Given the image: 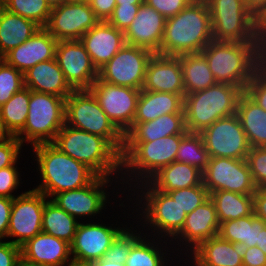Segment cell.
Wrapping results in <instances>:
<instances>
[{
	"mask_svg": "<svg viewBox=\"0 0 266 266\" xmlns=\"http://www.w3.org/2000/svg\"><path fill=\"white\" fill-rule=\"evenodd\" d=\"M110 179L97 176L85 187L55 194L52 201L75 219L86 215L95 216L105 208L109 195L106 194L104 187L109 186Z\"/></svg>",
	"mask_w": 266,
	"mask_h": 266,
	"instance_id": "cell-18",
	"label": "cell"
},
{
	"mask_svg": "<svg viewBox=\"0 0 266 266\" xmlns=\"http://www.w3.org/2000/svg\"><path fill=\"white\" fill-rule=\"evenodd\" d=\"M64 1H67V0H49V2L52 5L60 4V3H63Z\"/></svg>",
	"mask_w": 266,
	"mask_h": 266,
	"instance_id": "cell-62",
	"label": "cell"
},
{
	"mask_svg": "<svg viewBox=\"0 0 266 266\" xmlns=\"http://www.w3.org/2000/svg\"><path fill=\"white\" fill-rule=\"evenodd\" d=\"M138 187V191L139 189L141 193L144 191L142 195H138L141 196L138 205L145 199L143 207H140L144 211L139 215L144 214L142 218H145V222L147 221L146 226L150 224L148 227L154 229V232L156 230L158 236L161 233V238L165 234L173 240L183 228L187 213L168 193L155 189L148 181L139 184Z\"/></svg>",
	"mask_w": 266,
	"mask_h": 266,
	"instance_id": "cell-10",
	"label": "cell"
},
{
	"mask_svg": "<svg viewBox=\"0 0 266 266\" xmlns=\"http://www.w3.org/2000/svg\"><path fill=\"white\" fill-rule=\"evenodd\" d=\"M4 61L3 57L0 56V64Z\"/></svg>",
	"mask_w": 266,
	"mask_h": 266,
	"instance_id": "cell-66",
	"label": "cell"
},
{
	"mask_svg": "<svg viewBox=\"0 0 266 266\" xmlns=\"http://www.w3.org/2000/svg\"><path fill=\"white\" fill-rule=\"evenodd\" d=\"M22 146L16 136H11L7 141L0 143V169L17 162Z\"/></svg>",
	"mask_w": 266,
	"mask_h": 266,
	"instance_id": "cell-48",
	"label": "cell"
},
{
	"mask_svg": "<svg viewBox=\"0 0 266 266\" xmlns=\"http://www.w3.org/2000/svg\"><path fill=\"white\" fill-rule=\"evenodd\" d=\"M187 133L184 113H171L144 123H133L124 134V142H151L166 136Z\"/></svg>",
	"mask_w": 266,
	"mask_h": 266,
	"instance_id": "cell-28",
	"label": "cell"
},
{
	"mask_svg": "<svg viewBox=\"0 0 266 266\" xmlns=\"http://www.w3.org/2000/svg\"><path fill=\"white\" fill-rule=\"evenodd\" d=\"M123 230L96 222L79 223L70 245L72 260L89 263L101 259Z\"/></svg>",
	"mask_w": 266,
	"mask_h": 266,
	"instance_id": "cell-19",
	"label": "cell"
},
{
	"mask_svg": "<svg viewBox=\"0 0 266 266\" xmlns=\"http://www.w3.org/2000/svg\"><path fill=\"white\" fill-rule=\"evenodd\" d=\"M247 248L245 243H232L217 235L202 242L190 256L195 266H243Z\"/></svg>",
	"mask_w": 266,
	"mask_h": 266,
	"instance_id": "cell-26",
	"label": "cell"
},
{
	"mask_svg": "<svg viewBox=\"0 0 266 266\" xmlns=\"http://www.w3.org/2000/svg\"><path fill=\"white\" fill-rule=\"evenodd\" d=\"M202 175L209 194L224 190L247 195L254 194L257 189L246 159L209 158Z\"/></svg>",
	"mask_w": 266,
	"mask_h": 266,
	"instance_id": "cell-12",
	"label": "cell"
},
{
	"mask_svg": "<svg viewBox=\"0 0 266 266\" xmlns=\"http://www.w3.org/2000/svg\"><path fill=\"white\" fill-rule=\"evenodd\" d=\"M256 246L266 254V226L259 232L258 243Z\"/></svg>",
	"mask_w": 266,
	"mask_h": 266,
	"instance_id": "cell-57",
	"label": "cell"
},
{
	"mask_svg": "<svg viewBox=\"0 0 266 266\" xmlns=\"http://www.w3.org/2000/svg\"><path fill=\"white\" fill-rule=\"evenodd\" d=\"M79 40L89 53L97 70L126 44L124 32L112 26L108 21H99Z\"/></svg>",
	"mask_w": 266,
	"mask_h": 266,
	"instance_id": "cell-23",
	"label": "cell"
},
{
	"mask_svg": "<svg viewBox=\"0 0 266 266\" xmlns=\"http://www.w3.org/2000/svg\"><path fill=\"white\" fill-rule=\"evenodd\" d=\"M199 134L210 158L246 159L251 148L237 114L218 119Z\"/></svg>",
	"mask_w": 266,
	"mask_h": 266,
	"instance_id": "cell-13",
	"label": "cell"
},
{
	"mask_svg": "<svg viewBox=\"0 0 266 266\" xmlns=\"http://www.w3.org/2000/svg\"><path fill=\"white\" fill-rule=\"evenodd\" d=\"M21 258V247L0 240V266H16Z\"/></svg>",
	"mask_w": 266,
	"mask_h": 266,
	"instance_id": "cell-50",
	"label": "cell"
},
{
	"mask_svg": "<svg viewBox=\"0 0 266 266\" xmlns=\"http://www.w3.org/2000/svg\"><path fill=\"white\" fill-rule=\"evenodd\" d=\"M66 99L30 90L29 112L24 128L16 138L32 147L53 143L57 133L65 125Z\"/></svg>",
	"mask_w": 266,
	"mask_h": 266,
	"instance_id": "cell-7",
	"label": "cell"
},
{
	"mask_svg": "<svg viewBox=\"0 0 266 266\" xmlns=\"http://www.w3.org/2000/svg\"><path fill=\"white\" fill-rule=\"evenodd\" d=\"M142 90L184 94L180 56L153 54L147 64Z\"/></svg>",
	"mask_w": 266,
	"mask_h": 266,
	"instance_id": "cell-21",
	"label": "cell"
},
{
	"mask_svg": "<svg viewBox=\"0 0 266 266\" xmlns=\"http://www.w3.org/2000/svg\"><path fill=\"white\" fill-rule=\"evenodd\" d=\"M262 66L266 69V52L262 54Z\"/></svg>",
	"mask_w": 266,
	"mask_h": 266,
	"instance_id": "cell-63",
	"label": "cell"
},
{
	"mask_svg": "<svg viewBox=\"0 0 266 266\" xmlns=\"http://www.w3.org/2000/svg\"><path fill=\"white\" fill-rule=\"evenodd\" d=\"M253 210L266 223V188H258L253 194Z\"/></svg>",
	"mask_w": 266,
	"mask_h": 266,
	"instance_id": "cell-55",
	"label": "cell"
},
{
	"mask_svg": "<svg viewBox=\"0 0 266 266\" xmlns=\"http://www.w3.org/2000/svg\"><path fill=\"white\" fill-rule=\"evenodd\" d=\"M65 124L105 138L121 154L124 135L110 121L90 90H74L66 99Z\"/></svg>",
	"mask_w": 266,
	"mask_h": 266,
	"instance_id": "cell-8",
	"label": "cell"
},
{
	"mask_svg": "<svg viewBox=\"0 0 266 266\" xmlns=\"http://www.w3.org/2000/svg\"><path fill=\"white\" fill-rule=\"evenodd\" d=\"M213 41L256 42L255 17L247 10L244 0H206Z\"/></svg>",
	"mask_w": 266,
	"mask_h": 266,
	"instance_id": "cell-9",
	"label": "cell"
},
{
	"mask_svg": "<svg viewBox=\"0 0 266 266\" xmlns=\"http://www.w3.org/2000/svg\"><path fill=\"white\" fill-rule=\"evenodd\" d=\"M7 0H0V3L3 5Z\"/></svg>",
	"mask_w": 266,
	"mask_h": 266,
	"instance_id": "cell-65",
	"label": "cell"
},
{
	"mask_svg": "<svg viewBox=\"0 0 266 266\" xmlns=\"http://www.w3.org/2000/svg\"><path fill=\"white\" fill-rule=\"evenodd\" d=\"M210 198L215 204L219 224L247 217L254 212L253 194L244 195L220 190L211 192Z\"/></svg>",
	"mask_w": 266,
	"mask_h": 266,
	"instance_id": "cell-34",
	"label": "cell"
},
{
	"mask_svg": "<svg viewBox=\"0 0 266 266\" xmlns=\"http://www.w3.org/2000/svg\"><path fill=\"white\" fill-rule=\"evenodd\" d=\"M242 261L243 266H266V254L257 246L248 247Z\"/></svg>",
	"mask_w": 266,
	"mask_h": 266,
	"instance_id": "cell-53",
	"label": "cell"
},
{
	"mask_svg": "<svg viewBox=\"0 0 266 266\" xmlns=\"http://www.w3.org/2000/svg\"><path fill=\"white\" fill-rule=\"evenodd\" d=\"M67 1H70V2H82V3H89L90 0H67Z\"/></svg>",
	"mask_w": 266,
	"mask_h": 266,
	"instance_id": "cell-64",
	"label": "cell"
},
{
	"mask_svg": "<svg viewBox=\"0 0 266 266\" xmlns=\"http://www.w3.org/2000/svg\"><path fill=\"white\" fill-rule=\"evenodd\" d=\"M148 182L155 189L168 193L202 184L203 175L194 166L174 161L155 173Z\"/></svg>",
	"mask_w": 266,
	"mask_h": 266,
	"instance_id": "cell-30",
	"label": "cell"
},
{
	"mask_svg": "<svg viewBox=\"0 0 266 266\" xmlns=\"http://www.w3.org/2000/svg\"><path fill=\"white\" fill-rule=\"evenodd\" d=\"M220 224L216 214V207L209 197L191 213L187 214L181 231L174 237L180 241L184 240L186 248L192 252L202 242L218 235ZM179 236V237H178ZM192 249V250H191Z\"/></svg>",
	"mask_w": 266,
	"mask_h": 266,
	"instance_id": "cell-24",
	"label": "cell"
},
{
	"mask_svg": "<svg viewBox=\"0 0 266 266\" xmlns=\"http://www.w3.org/2000/svg\"><path fill=\"white\" fill-rule=\"evenodd\" d=\"M192 0H144L150 7L163 15L166 19L171 18L186 8Z\"/></svg>",
	"mask_w": 266,
	"mask_h": 266,
	"instance_id": "cell-49",
	"label": "cell"
},
{
	"mask_svg": "<svg viewBox=\"0 0 266 266\" xmlns=\"http://www.w3.org/2000/svg\"><path fill=\"white\" fill-rule=\"evenodd\" d=\"M90 266L89 263H85V262H79V261H75L72 260L69 261L68 263H66L64 266Z\"/></svg>",
	"mask_w": 266,
	"mask_h": 266,
	"instance_id": "cell-60",
	"label": "cell"
},
{
	"mask_svg": "<svg viewBox=\"0 0 266 266\" xmlns=\"http://www.w3.org/2000/svg\"><path fill=\"white\" fill-rule=\"evenodd\" d=\"M243 93L238 86L216 83L205 90L184 95L186 130L200 133L218 119L236 114Z\"/></svg>",
	"mask_w": 266,
	"mask_h": 266,
	"instance_id": "cell-5",
	"label": "cell"
},
{
	"mask_svg": "<svg viewBox=\"0 0 266 266\" xmlns=\"http://www.w3.org/2000/svg\"><path fill=\"white\" fill-rule=\"evenodd\" d=\"M244 4L255 18L266 9V0H244Z\"/></svg>",
	"mask_w": 266,
	"mask_h": 266,
	"instance_id": "cell-56",
	"label": "cell"
},
{
	"mask_svg": "<svg viewBox=\"0 0 266 266\" xmlns=\"http://www.w3.org/2000/svg\"><path fill=\"white\" fill-rule=\"evenodd\" d=\"M251 147H266V111L244 92L238 101L237 112Z\"/></svg>",
	"mask_w": 266,
	"mask_h": 266,
	"instance_id": "cell-32",
	"label": "cell"
},
{
	"mask_svg": "<svg viewBox=\"0 0 266 266\" xmlns=\"http://www.w3.org/2000/svg\"><path fill=\"white\" fill-rule=\"evenodd\" d=\"M55 59L73 90H89L98 70L80 40L58 41Z\"/></svg>",
	"mask_w": 266,
	"mask_h": 266,
	"instance_id": "cell-17",
	"label": "cell"
},
{
	"mask_svg": "<svg viewBox=\"0 0 266 266\" xmlns=\"http://www.w3.org/2000/svg\"><path fill=\"white\" fill-rule=\"evenodd\" d=\"M41 27L20 15L0 10V56L30 39Z\"/></svg>",
	"mask_w": 266,
	"mask_h": 266,
	"instance_id": "cell-31",
	"label": "cell"
},
{
	"mask_svg": "<svg viewBox=\"0 0 266 266\" xmlns=\"http://www.w3.org/2000/svg\"><path fill=\"white\" fill-rule=\"evenodd\" d=\"M153 53L125 44L103 67L98 79L112 85L142 90L147 64Z\"/></svg>",
	"mask_w": 266,
	"mask_h": 266,
	"instance_id": "cell-11",
	"label": "cell"
},
{
	"mask_svg": "<svg viewBox=\"0 0 266 266\" xmlns=\"http://www.w3.org/2000/svg\"><path fill=\"white\" fill-rule=\"evenodd\" d=\"M114 126L124 135L134 123L141 90L112 85L98 78L89 89Z\"/></svg>",
	"mask_w": 266,
	"mask_h": 266,
	"instance_id": "cell-14",
	"label": "cell"
},
{
	"mask_svg": "<svg viewBox=\"0 0 266 266\" xmlns=\"http://www.w3.org/2000/svg\"><path fill=\"white\" fill-rule=\"evenodd\" d=\"M80 222L51 199L44 205L42 232L59 238L71 245Z\"/></svg>",
	"mask_w": 266,
	"mask_h": 266,
	"instance_id": "cell-35",
	"label": "cell"
},
{
	"mask_svg": "<svg viewBox=\"0 0 266 266\" xmlns=\"http://www.w3.org/2000/svg\"><path fill=\"white\" fill-rule=\"evenodd\" d=\"M180 63L185 95L205 90L217 83L201 52L181 55Z\"/></svg>",
	"mask_w": 266,
	"mask_h": 266,
	"instance_id": "cell-33",
	"label": "cell"
},
{
	"mask_svg": "<svg viewBox=\"0 0 266 266\" xmlns=\"http://www.w3.org/2000/svg\"><path fill=\"white\" fill-rule=\"evenodd\" d=\"M21 258L42 266H64L72 259L71 246L59 238L40 232L21 246Z\"/></svg>",
	"mask_w": 266,
	"mask_h": 266,
	"instance_id": "cell-25",
	"label": "cell"
},
{
	"mask_svg": "<svg viewBox=\"0 0 266 266\" xmlns=\"http://www.w3.org/2000/svg\"><path fill=\"white\" fill-rule=\"evenodd\" d=\"M146 237L141 238L131 249L126 260V266H166L164 252L161 254V249L157 247V242L153 243L146 240ZM156 247H155V246ZM164 256V258H163Z\"/></svg>",
	"mask_w": 266,
	"mask_h": 266,
	"instance_id": "cell-41",
	"label": "cell"
},
{
	"mask_svg": "<svg viewBox=\"0 0 266 266\" xmlns=\"http://www.w3.org/2000/svg\"><path fill=\"white\" fill-rule=\"evenodd\" d=\"M17 163L12 166L0 169V197L15 198L12 193L20 185V174L17 170Z\"/></svg>",
	"mask_w": 266,
	"mask_h": 266,
	"instance_id": "cell-47",
	"label": "cell"
},
{
	"mask_svg": "<svg viewBox=\"0 0 266 266\" xmlns=\"http://www.w3.org/2000/svg\"><path fill=\"white\" fill-rule=\"evenodd\" d=\"M57 42L44 27H41L30 39L6 53L3 59L24 74L34 65L54 59Z\"/></svg>",
	"mask_w": 266,
	"mask_h": 266,
	"instance_id": "cell-22",
	"label": "cell"
},
{
	"mask_svg": "<svg viewBox=\"0 0 266 266\" xmlns=\"http://www.w3.org/2000/svg\"><path fill=\"white\" fill-rule=\"evenodd\" d=\"M24 86L40 93L67 99L74 91L64 78L56 59L42 61L24 73Z\"/></svg>",
	"mask_w": 266,
	"mask_h": 266,
	"instance_id": "cell-27",
	"label": "cell"
},
{
	"mask_svg": "<svg viewBox=\"0 0 266 266\" xmlns=\"http://www.w3.org/2000/svg\"><path fill=\"white\" fill-rule=\"evenodd\" d=\"M244 92L266 111V69L263 66L253 75Z\"/></svg>",
	"mask_w": 266,
	"mask_h": 266,
	"instance_id": "cell-45",
	"label": "cell"
},
{
	"mask_svg": "<svg viewBox=\"0 0 266 266\" xmlns=\"http://www.w3.org/2000/svg\"><path fill=\"white\" fill-rule=\"evenodd\" d=\"M213 40L211 16L206 0L191 3L166 19L160 55L181 56L198 53Z\"/></svg>",
	"mask_w": 266,
	"mask_h": 266,
	"instance_id": "cell-1",
	"label": "cell"
},
{
	"mask_svg": "<svg viewBox=\"0 0 266 266\" xmlns=\"http://www.w3.org/2000/svg\"><path fill=\"white\" fill-rule=\"evenodd\" d=\"M116 5L142 4L144 0H115Z\"/></svg>",
	"mask_w": 266,
	"mask_h": 266,
	"instance_id": "cell-59",
	"label": "cell"
},
{
	"mask_svg": "<svg viewBox=\"0 0 266 266\" xmlns=\"http://www.w3.org/2000/svg\"><path fill=\"white\" fill-rule=\"evenodd\" d=\"M246 161L256 188H266V147H251Z\"/></svg>",
	"mask_w": 266,
	"mask_h": 266,
	"instance_id": "cell-44",
	"label": "cell"
},
{
	"mask_svg": "<svg viewBox=\"0 0 266 266\" xmlns=\"http://www.w3.org/2000/svg\"><path fill=\"white\" fill-rule=\"evenodd\" d=\"M125 229L115 238L101 259L89 262L90 266H126L132 247L143 236L138 233L136 235L131 229Z\"/></svg>",
	"mask_w": 266,
	"mask_h": 266,
	"instance_id": "cell-38",
	"label": "cell"
},
{
	"mask_svg": "<svg viewBox=\"0 0 266 266\" xmlns=\"http://www.w3.org/2000/svg\"><path fill=\"white\" fill-rule=\"evenodd\" d=\"M13 199L0 197V240L7 237Z\"/></svg>",
	"mask_w": 266,
	"mask_h": 266,
	"instance_id": "cell-52",
	"label": "cell"
},
{
	"mask_svg": "<svg viewBox=\"0 0 266 266\" xmlns=\"http://www.w3.org/2000/svg\"><path fill=\"white\" fill-rule=\"evenodd\" d=\"M256 42L263 54L266 52V9L256 18Z\"/></svg>",
	"mask_w": 266,
	"mask_h": 266,
	"instance_id": "cell-54",
	"label": "cell"
},
{
	"mask_svg": "<svg viewBox=\"0 0 266 266\" xmlns=\"http://www.w3.org/2000/svg\"><path fill=\"white\" fill-rule=\"evenodd\" d=\"M16 266H42V265L32 264V263L25 261L23 258H20Z\"/></svg>",
	"mask_w": 266,
	"mask_h": 266,
	"instance_id": "cell-61",
	"label": "cell"
},
{
	"mask_svg": "<svg viewBox=\"0 0 266 266\" xmlns=\"http://www.w3.org/2000/svg\"><path fill=\"white\" fill-rule=\"evenodd\" d=\"M47 196L34 189L13 198L7 238L21 247L29 239L42 232V218Z\"/></svg>",
	"mask_w": 266,
	"mask_h": 266,
	"instance_id": "cell-15",
	"label": "cell"
},
{
	"mask_svg": "<svg viewBox=\"0 0 266 266\" xmlns=\"http://www.w3.org/2000/svg\"><path fill=\"white\" fill-rule=\"evenodd\" d=\"M168 194L177 201L187 214L191 213L210 197L203 183L189 188L173 190L168 192Z\"/></svg>",
	"mask_w": 266,
	"mask_h": 266,
	"instance_id": "cell-43",
	"label": "cell"
},
{
	"mask_svg": "<svg viewBox=\"0 0 266 266\" xmlns=\"http://www.w3.org/2000/svg\"><path fill=\"white\" fill-rule=\"evenodd\" d=\"M52 6L49 0H7L3 4L8 12L32 20L40 27L47 24Z\"/></svg>",
	"mask_w": 266,
	"mask_h": 266,
	"instance_id": "cell-40",
	"label": "cell"
},
{
	"mask_svg": "<svg viewBox=\"0 0 266 266\" xmlns=\"http://www.w3.org/2000/svg\"><path fill=\"white\" fill-rule=\"evenodd\" d=\"M140 5L141 4L116 5L108 22L118 30L125 32L135 19Z\"/></svg>",
	"mask_w": 266,
	"mask_h": 266,
	"instance_id": "cell-46",
	"label": "cell"
},
{
	"mask_svg": "<svg viewBox=\"0 0 266 266\" xmlns=\"http://www.w3.org/2000/svg\"><path fill=\"white\" fill-rule=\"evenodd\" d=\"M90 7L99 21H108L116 6L115 0H90Z\"/></svg>",
	"mask_w": 266,
	"mask_h": 266,
	"instance_id": "cell-51",
	"label": "cell"
},
{
	"mask_svg": "<svg viewBox=\"0 0 266 266\" xmlns=\"http://www.w3.org/2000/svg\"><path fill=\"white\" fill-rule=\"evenodd\" d=\"M184 136H166L151 142H124L121 169L125 172L121 175H128V179L134 177L136 180L133 181L137 182L134 188L138 183L147 182L160 169L176 161L180 141Z\"/></svg>",
	"mask_w": 266,
	"mask_h": 266,
	"instance_id": "cell-6",
	"label": "cell"
},
{
	"mask_svg": "<svg viewBox=\"0 0 266 266\" xmlns=\"http://www.w3.org/2000/svg\"><path fill=\"white\" fill-rule=\"evenodd\" d=\"M12 135L4 127L3 121L0 117V143L7 141Z\"/></svg>",
	"mask_w": 266,
	"mask_h": 266,
	"instance_id": "cell-58",
	"label": "cell"
},
{
	"mask_svg": "<svg viewBox=\"0 0 266 266\" xmlns=\"http://www.w3.org/2000/svg\"><path fill=\"white\" fill-rule=\"evenodd\" d=\"M209 155L199 133L188 132L180 141L176 161L194 166L203 172L209 162Z\"/></svg>",
	"mask_w": 266,
	"mask_h": 266,
	"instance_id": "cell-39",
	"label": "cell"
},
{
	"mask_svg": "<svg viewBox=\"0 0 266 266\" xmlns=\"http://www.w3.org/2000/svg\"><path fill=\"white\" fill-rule=\"evenodd\" d=\"M201 53L217 83L245 90L253 75L262 67L257 42L211 41Z\"/></svg>",
	"mask_w": 266,
	"mask_h": 266,
	"instance_id": "cell-2",
	"label": "cell"
},
{
	"mask_svg": "<svg viewBox=\"0 0 266 266\" xmlns=\"http://www.w3.org/2000/svg\"><path fill=\"white\" fill-rule=\"evenodd\" d=\"M24 87V74L3 61L0 64V107Z\"/></svg>",
	"mask_w": 266,
	"mask_h": 266,
	"instance_id": "cell-42",
	"label": "cell"
},
{
	"mask_svg": "<svg viewBox=\"0 0 266 266\" xmlns=\"http://www.w3.org/2000/svg\"><path fill=\"white\" fill-rule=\"evenodd\" d=\"M32 148L42 178V183L33 189L49 199L57 193L85 187L97 177L85 164L63 153L53 143H42Z\"/></svg>",
	"mask_w": 266,
	"mask_h": 266,
	"instance_id": "cell-3",
	"label": "cell"
},
{
	"mask_svg": "<svg viewBox=\"0 0 266 266\" xmlns=\"http://www.w3.org/2000/svg\"><path fill=\"white\" fill-rule=\"evenodd\" d=\"M29 101L30 89L24 87L0 107V117L4 127L12 136H16L24 128L29 112Z\"/></svg>",
	"mask_w": 266,
	"mask_h": 266,
	"instance_id": "cell-37",
	"label": "cell"
},
{
	"mask_svg": "<svg viewBox=\"0 0 266 266\" xmlns=\"http://www.w3.org/2000/svg\"><path fill=\"white\" fill-rule=\"evenodd\" d=\"M98 22L89 3L64 1L52 6L44 28L57 41L79 40Z\"/></svg>",
	"mask_w": 266,
	"mask_h": 266,
	"instance_id": "cell-16",
	"label": "cell"
},
{
	"mask_svg": "<svg viewBox=\"0 0 266 266\" xmlns=\"http://www.w3.org/2000/svg\"><path fill=\"white\" fill-rule=\"evenodd\" d=\"M53 144L97 176L110 178L122 173L121 154L105 138L65 124Z\"/></svg>",
	"mask_w": 266,
	"mask_h": 266,
	"instance_id": "cell-4",
	"label": "cell"
},
{
	"mask_svg": "<svg viewBox=\"0 0 266 266\" xmlns=\"http://www.w3.org/2000/svg\"><path fill=\"white\" fill-rule=\"evenodd\" d=\"M166 18L143 2L131 25L124 32L126 44L159 54Z\"/></svg>",
	"mask_w": 266,
	"mask_h": 266,
	"instance_id": "cell-20",
	"label": "cell"
},
{
	"mask_svg": "<svg viewBox=\"0 0 266 266\" xmlns=\"http://www.w3.org/2000/svg\"><path fill=\"white\" fill-rule=\"evenodd\" d=\"M184 95L141 90L134 123L155 120L164 114L184 113Z\"/></svg>",
	"mask_w": 266,
	"mask_h": 266,
	"instance_id": "cell-29",
	"label": "cell"
},
{
	"mask_svg": "<svg viewBox=\"0 0 266 266\" xmlns=\"http://www.w3.org/2000/svg\"><path fill=\"white\" fill-rule=\"evenodd\" d=\"M266 226V223L254 212L238 220H228L220 224L218 235L232 243H245L248 247L256 246L259 232Z\"/></svg>",
	"mask_w": 266,
	"mask_h": 266,
	"instance_id": "cell-36",
	"label": "cell"
}]
</instances>
